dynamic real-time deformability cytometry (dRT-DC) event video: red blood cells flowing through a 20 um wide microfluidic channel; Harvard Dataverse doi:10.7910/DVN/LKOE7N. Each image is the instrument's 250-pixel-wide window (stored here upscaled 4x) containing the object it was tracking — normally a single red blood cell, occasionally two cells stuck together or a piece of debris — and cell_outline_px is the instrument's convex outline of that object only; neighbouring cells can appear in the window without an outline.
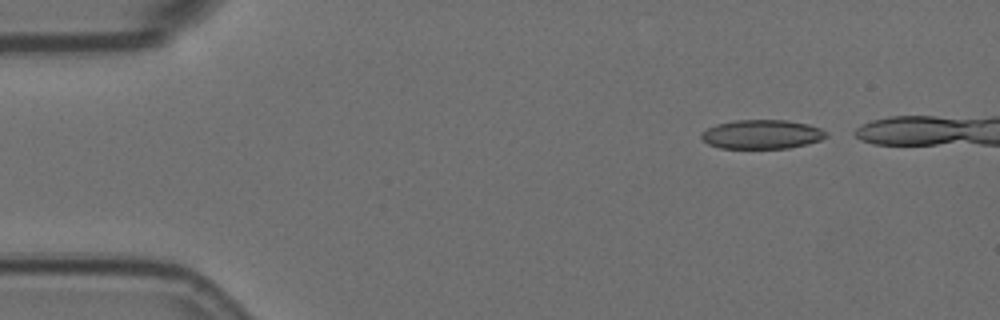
{"species": "Egyptian fruit bat (a non-hibernating species)", "species_latin": "Rousettus aegyptiacus", "temperature_condition": "room temperature", "stored_images_in_passage": 8, "camera_frame_rate_fps": 3000, "um_per_image_px": 0.085, "animal": {"sex": "female"}, "frame": {"image": 1, "passage_image": 1, "time_ms": 0.0, "image_size_px": [1000, 320], "cell_outline_px": [[828, 136], [820, 140], [808, 144], [788, 148], [720, 148], [708, 144], [700, 136], [700, 132], [716, 124], [736, 120], [788, 120], [808, 124], [820, 128], [828, 132]], "centroid_in_image_um": [64.77, 11.41], "position_along_channel_um": 20.2, "area_um2": 21.27}}
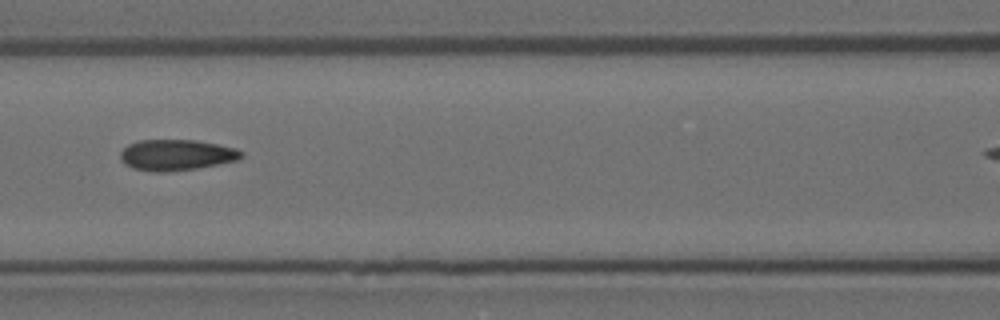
{"frame": {"image": 2, "passage_image": 6, "time_ms": 1.667, "image_size_px": [1000, 320], "cell_outline_px": [[244, 156], [236, 160], [196, 168], [160, 172], [156, 172], [132, 168], [120, 156], [120, 152], [128, 144], [140, 140], [196, 140], [236, 148], [244, 152]], "centroid_in_image_um": [15.01, 13.16], "position_along_channel_um": 151.6, "area_um2": 21.44}}
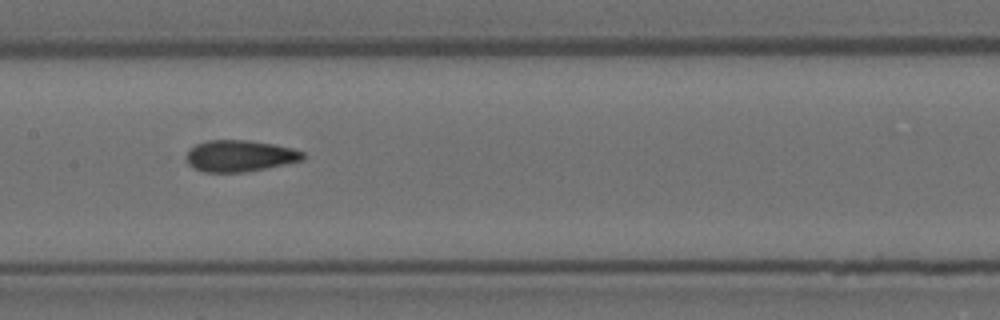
{"frame": {"image": 3, "passage_image": 7, "time_ms": 2.0, "image_size_px": [1000, 320], "cell_outline_px": [[304, 160], [244, 172], [204, 172], [192, 168], [188, 164], [184, 156], [196, 144], [208, 140], [248, 140], [272, 144], [292, 148], [304, 152]], "centroid_in_image_um": [20.35, 13.25], "position_along_channel_um": 187.1, "area_um2": 21.33}}